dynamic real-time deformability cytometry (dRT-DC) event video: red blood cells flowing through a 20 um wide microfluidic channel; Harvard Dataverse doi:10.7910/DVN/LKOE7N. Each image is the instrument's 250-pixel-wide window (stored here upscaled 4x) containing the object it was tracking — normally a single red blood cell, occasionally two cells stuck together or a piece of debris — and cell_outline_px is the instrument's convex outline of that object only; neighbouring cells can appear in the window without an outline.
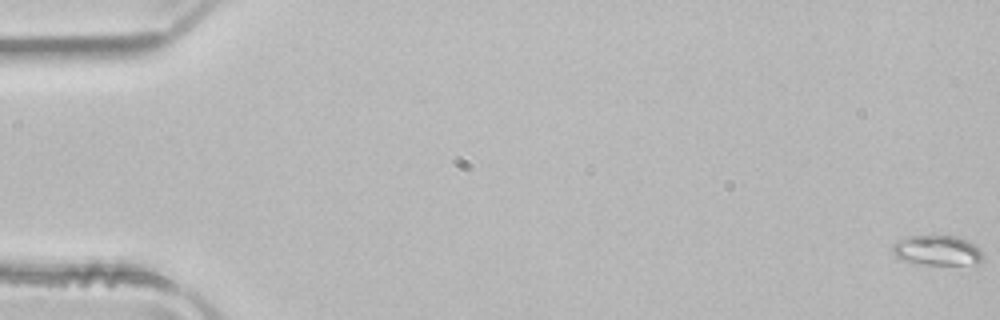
{"species": "common noctule bat (a hibernating species)", "species_latin": "Nyctalus noctula", "temperature_condition": "room temperature", "stored_images_in_passage": 52, "segment_of_instrument_passage": [1, 2], "camera_frame_rate_fps": 3000, "um_per_image_px": 0.085, "animal": {"sex": "male", "body_mass_g": 21.5, "forearm_length_mm": 52.0}, "frame": {"image": 1, "passage_image": 1, "time_ms": 0.0, "image_size_px": [1000, 320], "cell_outline_px": [[984, 256], [976, 264], [924, 264], [904, 260], [896, 256], [892, 252], [892, 248], [896, 240], [908, 236], [956, 236], [968, 240]], "centroid_in_image_um": [79.63, 21.27], "position_along_channel_um": 5.4, "area_um2": 15.49}}
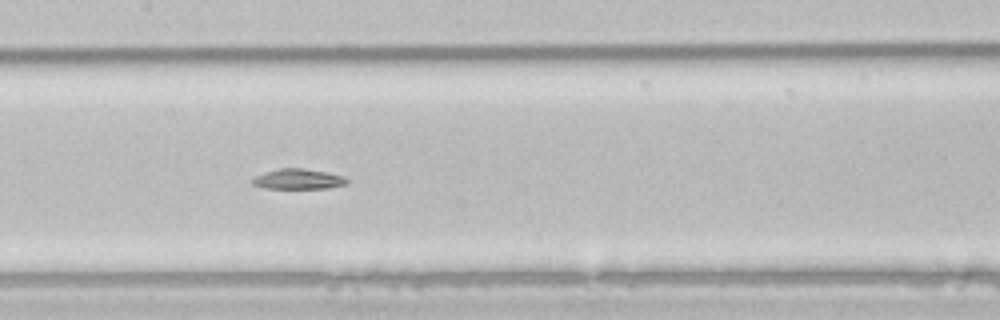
{"frame": {"image": 2, "passage_image": 26, "time_ms": 8.333, "image_size_px": [1000, 320], "cell_outline_px": [[348, 184], [328, 188], [264, 188], [252, 184], [252, 180], [256, 176], [264, 172], [280, 168], [304, 168], [328, 172], [344, 176], [348, 180]], "centroid_in_image_um": [25.38, 15.21], "position_along_channel_um": 182.0, "area_um2": 11.21}}
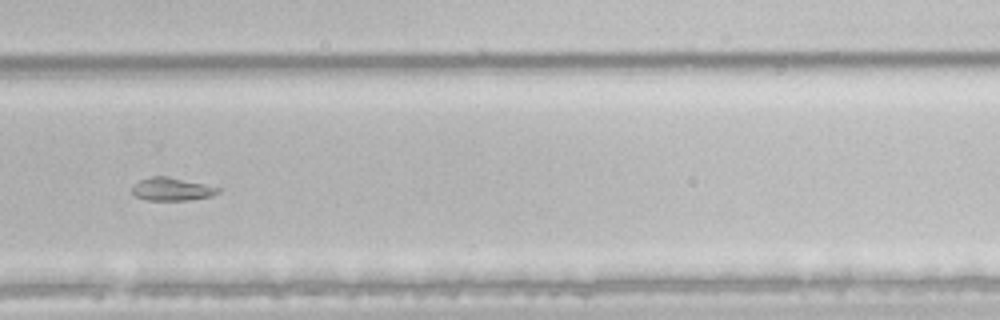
{"frame": {"image": 3, "passage_image": 36, "time_ms": 11.667, "image_size_px": [1000, 320], "cell_outline_px": [[220, 192], [212, 196], [188, 200], [148, 200], [136, 196], [132, 192], [132, 188], [140, 180], [152, 176], [168, 176], [204, 184], [220, 188]], "centroid_in_image_um": [14.63, 16.08], "position_along_channel_um": 315.2, "area_um2": 11.39}}